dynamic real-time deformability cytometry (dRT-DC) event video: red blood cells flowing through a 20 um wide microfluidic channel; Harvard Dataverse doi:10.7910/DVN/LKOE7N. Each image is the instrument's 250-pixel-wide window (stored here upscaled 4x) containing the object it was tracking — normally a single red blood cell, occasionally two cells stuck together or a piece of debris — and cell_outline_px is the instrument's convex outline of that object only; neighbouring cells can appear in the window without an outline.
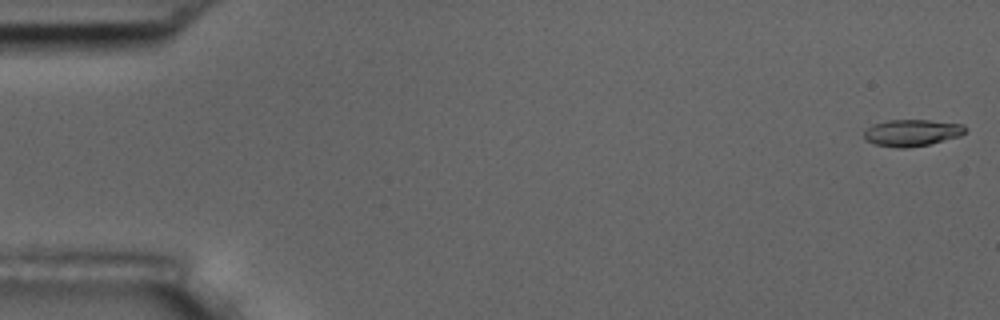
{"species": "common noctule bat (a hibernating species)", "species_latin": "Nyctalus noctula", "temperature_condition": "room temperature", "stored_images_in_passage": 57, "camera_frame_rate_fps": 3000, "um_per_image_px": 0.085, "animal": {"sex": "male", "body_mass_g": 17.5, "forearm_length_mm": 52.3}, "frame": {"image": 1, "passage_image": 1, "time_ms": 0.0, "image_size_px": [1000, 320], "cell_outline_px": [[968, 128], [960, 136], [928, 144], [908, 148], [896, 148], [876, 144], [864, 140], [864, 132], [872, 124], [888, 120], [928, 120], [964, 124]], "centroid_in_image_um": [77.51, 11.28], "position_along_channel_um": 7.5, "area_um2": 15.78}}
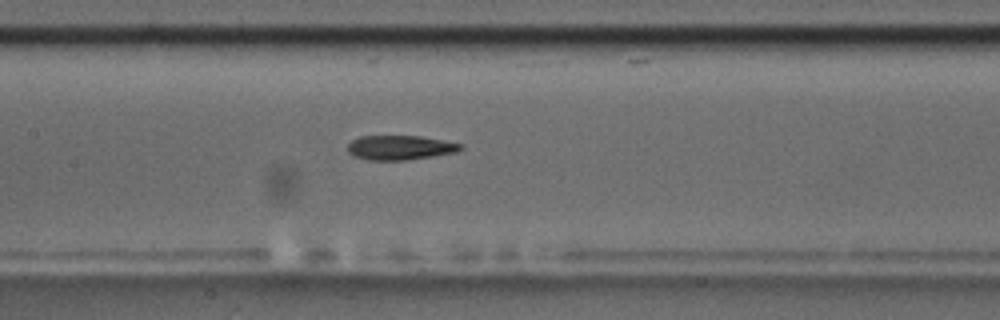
{"frame": {"image": 2, "passage_image": 27, "time_ms": 8.667, "image_size_px": [1000, 320], "cell_outline_px": [[464, 148], [456, 152], [408, 160], [368, 160], [352, 156], [348, 152], [348, 144], [352, 140], [360, 136], [420, 136], [464, 144]], "centroid_in_image_um": [34.0, 12.55], "position_along_channel_um": 173.4, "area_um2": 16.18}}
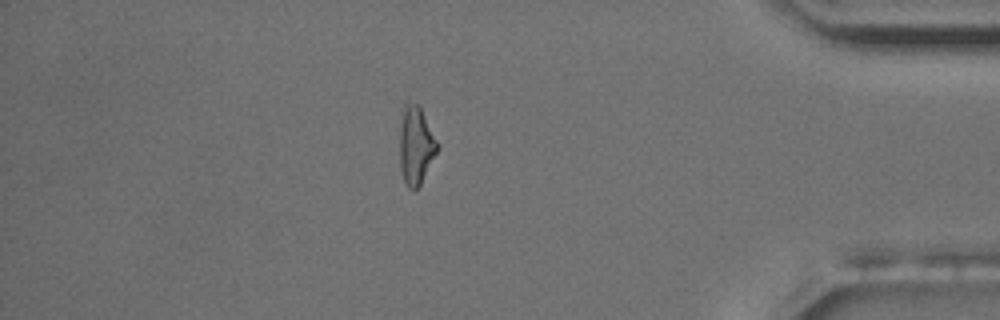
{"frame": {"image": 3, "passage_image": 49, "time_ms": 16.0, "image_size_px": [1000, 320], "cell_outline_px": [[440, 148], [420, 184], [412, 192], [408, 188], [404, 180], [400, 168], [400, 128], [404, 104], [416, 104], [420, 108], [440, 144]], "centroid_in_image_um": [35.37, 12.4], "position_along_channel_um": 399.8, "area_um2": 17.05}, "authors_computed_cell_mechanics": {"area_um2": 16.473, "velocity_mm_per_s": 3.588, "shape_relaxation_time_tau1_ms": 4.3288, "shape_relaxation_time_tau2_ms": 2.425, "deformation_change_tau1": 0.1887, "deformation_change_tau2": 0.1288}}